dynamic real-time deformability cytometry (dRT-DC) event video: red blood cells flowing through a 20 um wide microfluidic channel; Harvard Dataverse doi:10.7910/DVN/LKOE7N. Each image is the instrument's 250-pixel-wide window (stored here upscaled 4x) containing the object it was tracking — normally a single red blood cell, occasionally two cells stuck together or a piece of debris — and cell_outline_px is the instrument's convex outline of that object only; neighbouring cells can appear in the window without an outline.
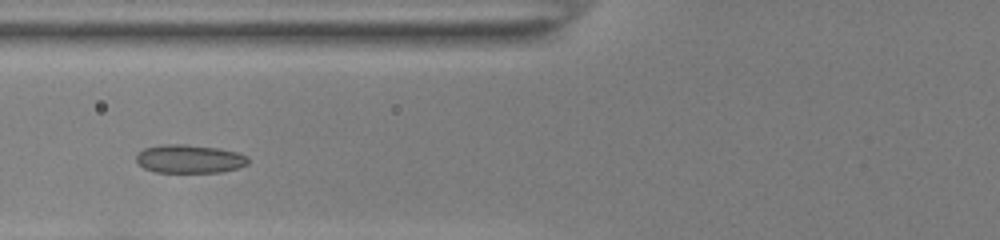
{"species": "common noctule bat (a hibernating species)", "species_latin": "Nyctalus noctula", "temperature_condition": "room temperature", "stored_images_in_passage": 41, "camera_frame_rate_fps": 3000, "um_per_image_px": 0.085, "animal": {"sex": "female", "body_mass_g": 22.0, "forearm_length_mm": 56.7}, "frame": {"image": 1, "passage_image": 10, "time_ms": 3.0, "image_size_px": [1000, 240], "cell_outline_px": [[248, 164], [240, 168], [220, 172], [156, 172], [144, 168], [136, 160], [136, 156], [144, 148], [164, 144], [184, 144], [220, 148], [236, 152], [248, 156]], "centroid_in_image_um": [16.14, 13.5], "position_along_channel_um": 109.7, "area_um2": 18.55}}
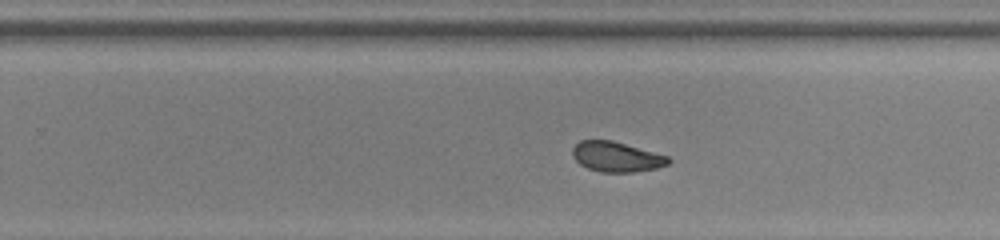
{"frame": {"image": 2, "passage_image": 23, "time_ms": 7.333, "image_size_px": [1000, 240], "cell_outline_px": [[672, 160], [668, 164], [656, 168], [632, 172], [600, 172], [588, 168], [580, 164], [572, 156], [572, 148], [580, 140], [612, 140], [668, 156]], "centroid_in_image_um": [52.38, 13.32], "position_along_channel_um": 277.4, "area_um2": 16.76}}
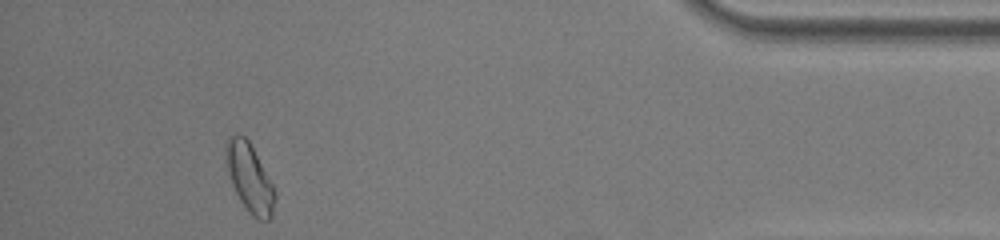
{"frame": {"image": 3, "passage_image": 37, "time_ms": 12.0, "image_size_px": [1000, 240], "cell_outline_px": [[276, 200], [272, 216], [268, 220], [260, 220], [252, 216], [248, 212], [240, 200], [232, 184], [224, 160], [224, 144], [228, 136], [236, 132], [244, 136], [248, 140], [272, 184], [276, 192]], "centroid_in_image_um": [21.18, 15.09], "position_along_channel_um": 414.0, "area_um2": 19.71}, "authors_computed_cell_mechanics": {"area_um2": 17.8602, "velocity_mm_per_s": 3.8873, "shape_relaxation_time_tau1_ms": 4.7772, "shape_relaxation_time_tau2_ms": 1.7264, "deformation_change_tau1": 0.1459, "deformation_change_tau2": 0.0794}}